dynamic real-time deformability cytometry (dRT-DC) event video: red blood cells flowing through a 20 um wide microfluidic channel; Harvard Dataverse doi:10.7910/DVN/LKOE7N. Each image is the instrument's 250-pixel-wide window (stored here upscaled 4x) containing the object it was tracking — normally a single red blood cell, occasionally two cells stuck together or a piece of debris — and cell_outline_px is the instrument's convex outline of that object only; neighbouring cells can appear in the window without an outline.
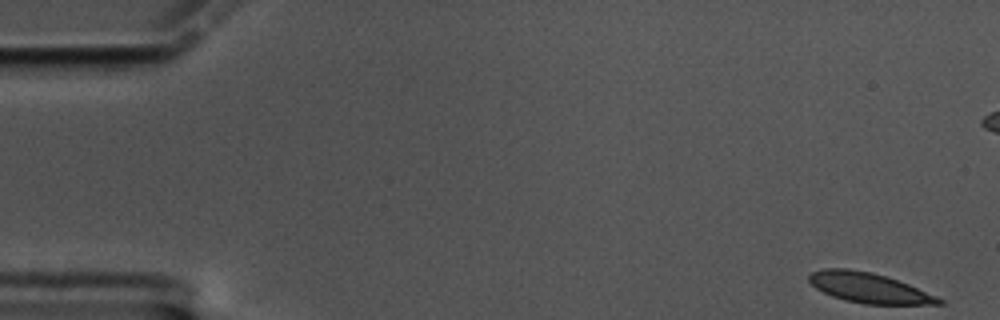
{"species": "common noctule bat (a hibernating species)", "species_latin": "Nyctalus noctula", "temperature_condition": "cold", "stored_images_in_passage": 59, "camera_frame_rate_fps": 3000, "um_per_image_px": 0.085, "animal": {"sex": "male", "body_mass_g": 17.5, "forearm_length_mm": 52.3}, "frame": {"image": 1, "passage_image": 1, "time_ms": 0.0, "image_size_px": [1000, 320], "cell_outline_px": [[944, 304], [864, 304], [844, 300], [832, 296], [816, 288], [808, 280], [808, 276], [812, 272], [824, 268], [848, 268], [872, 272], [908, 284], [936, 296], [944, 300]], "centroid_in_image_um": [73.83, 24.46], "position_along_channel_um": 11.2, "area_um2": 22.54}}
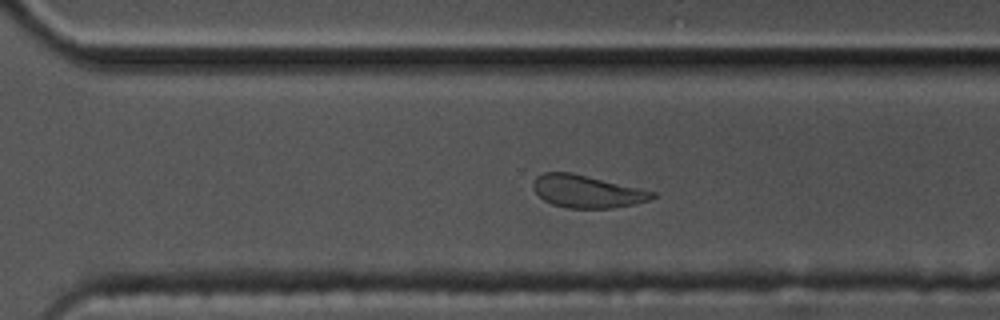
{"frame": {"image": 2, "passage_image": 40, "time_ms": 13.0, "image_size_px": [1000, 320], "cell_outline_px": [[656, 196], [648, 200], [636, 204], [612, 208], [568, 208], [552, 204], [544, 200], [532, 188], [532, 184], [536, 176], [544, 172], [572, 172], [656, 192]], "centroid_in_image_um": [49.88, 16.27], "position_along_channel_um": 320.7, "area_um2": 22.6}}
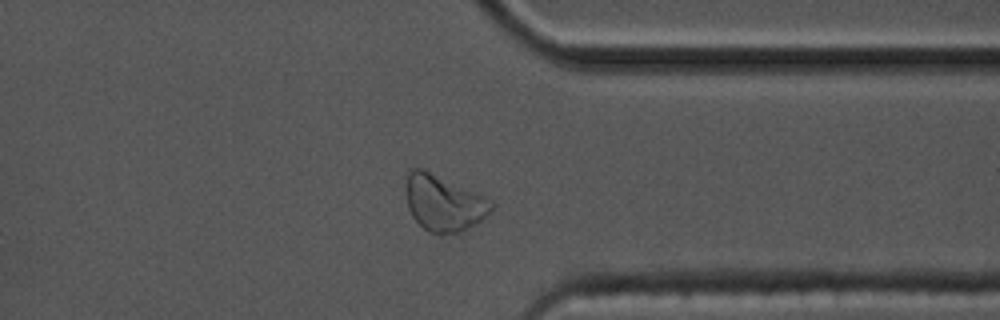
{"frame": {"image": 3, "passage_image": 45, "time_ms": 14.667, "image_size_px": [1000, 320], "cell_outline_px": [[496, 204], [480, 220], [468, 228], [456, 232], [432, 232], [424, 228], [412, 216], [408, 208], [404, 184], [408, 168], [424, 168]], "centroid_in_image_um": [37.61, 17.21], "position_along_channel_um": 373.8, "area_um2": 27.17}, "authors_computed_cell_mechanics": {"area_um2": 23.6402, "velocity_mm_per_s": 3.3625, "shape_relaxation_time_tau1_ms": 4.7989, "shape_relaxation_time_tau2_ms": 1.7698, "deformation_change_tau1": 0.1082, "deformation_change_tau2": 0.0764}}